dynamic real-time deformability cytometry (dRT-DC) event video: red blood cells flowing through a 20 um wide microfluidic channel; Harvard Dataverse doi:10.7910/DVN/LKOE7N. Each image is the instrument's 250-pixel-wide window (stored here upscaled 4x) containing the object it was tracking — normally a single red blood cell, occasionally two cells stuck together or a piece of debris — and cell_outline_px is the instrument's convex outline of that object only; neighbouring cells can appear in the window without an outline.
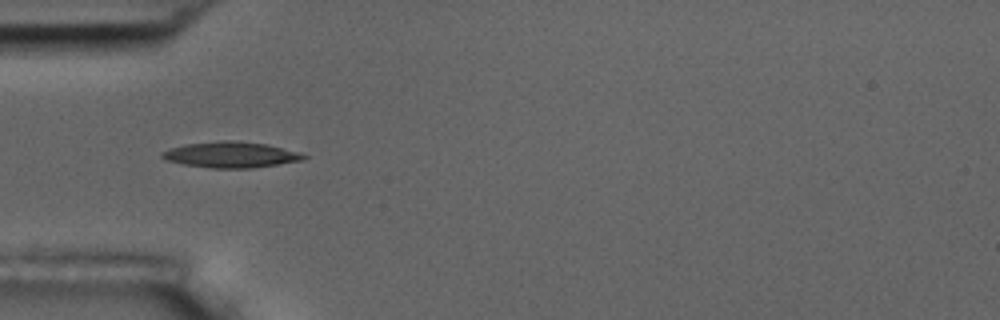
{"species": "common noctule bat (a hibernating species)", "species_latin": "Nyctalus noctula", "temperature_condition": "room temperature", "stored_images_in_passage": 5, "camera_frame_rate_fps": 3000, "um_per_image_px": 0.085, "animal": {"sex": "male", "body_mass_g": 17.5, "forearm_length_mm": 52.3}, "frame": {"image": 1, "passage_image": 2, "time_ms": 1.333, "image_size_px": [1000, 320], "cell_outline_px": [[308, 156], [304, 160], [252, 168], [212, 168], [184, 164], [164, 160], [160, 156], [160, 152], [184, 144], [224, 140], [232, 140], [268, 144], [300, 152]], "centroid_in_image_um": [19.63, 13.15], "position_along_channel_um": 65.4, "area_um2": 21.44}}
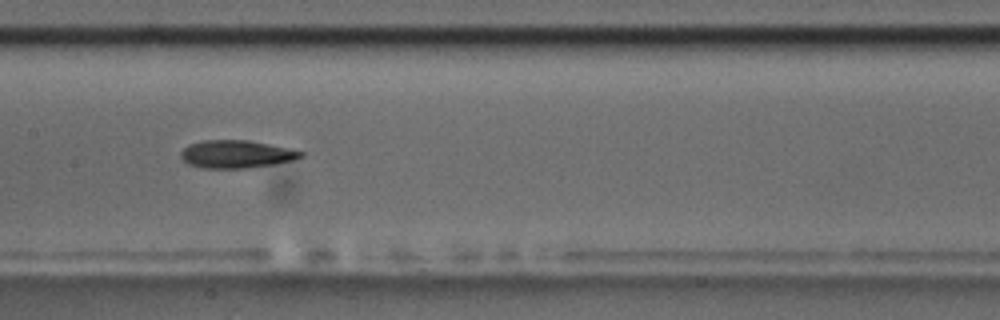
{"frame": {"image": 2, "passage_image": 5, "time_ms": 4.667, "image_size_px": [1000, 320], "cell_outline_px": [[304, 156], [292, 160], [276, 164], [248, 168], [204, 168], [188, 164], [180, 156], [180, 152], [188, 144], [204, 140], [248, 140], [288, 148], [304, 152]], "centroid_in_image_um": [20.08, 13.1], "position_along_channel_um": 187.3, "area_um2": 19.42}}